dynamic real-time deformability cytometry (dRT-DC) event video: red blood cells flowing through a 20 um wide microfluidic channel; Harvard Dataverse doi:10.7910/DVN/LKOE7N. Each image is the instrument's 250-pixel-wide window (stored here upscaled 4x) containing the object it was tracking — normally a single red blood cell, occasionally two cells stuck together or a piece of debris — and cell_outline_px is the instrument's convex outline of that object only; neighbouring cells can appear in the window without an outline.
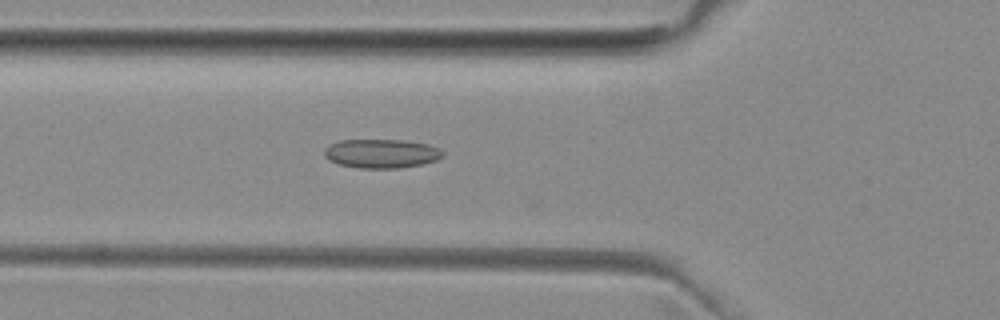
{"species": "common noctule bat (a hibernating species)", "species_latin": "Nyctalus noctula", "temperature_condition": "room temperature", "stored_images_in_passage": 39, "camera_frame_rate_fps": 3000, "um_per_image_px": 0.085, "animal": {"sex": "female", "body_mass_g": 29.2, "forearm_length_mm": 56.3}, "frame": {"image": 1, "passage_image": 10, "time_ms": 3.0, "image_size_px": [1000, 320], "cell_outline_px": [[444, 156], [436, 160], [424, 164], [400, 168], [360, 168], [340, 164], [328, 160], [324, 156], [324, 148], [340, 140], [404, 140], [428, 144], [440, 148], [444, 152]], "centroid_in_image_um": [32.45, 13.05], "position_along_channel_um": 93.3, "area_um2": 20.11}}
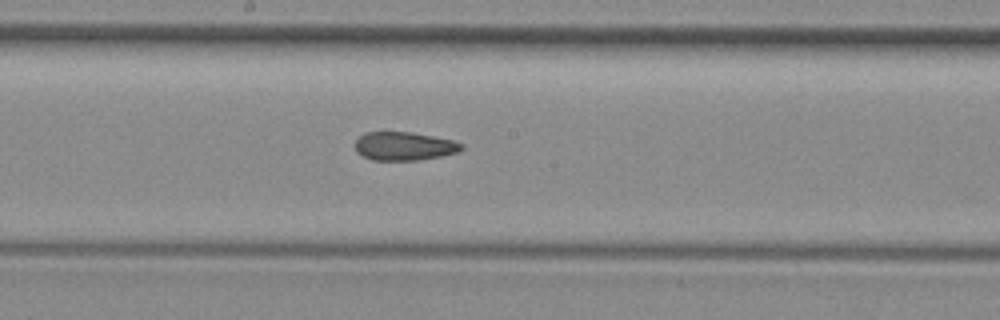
{"frame": {"image": 2, "passage_image": 19, "time_ms": 6.0, "image_size_px": [1000, 320], "cell_outline_px": [[464, 148], [460, 152], [420, 160], [372, 160], [356, 152], [356, 140], [364, 132], [412, 132], [452, 140], [464, 144]], "centroid_in_image_um": [34.38, 12.42], "position_along_channel_um": 213.8, "area_um2": 17.69}}
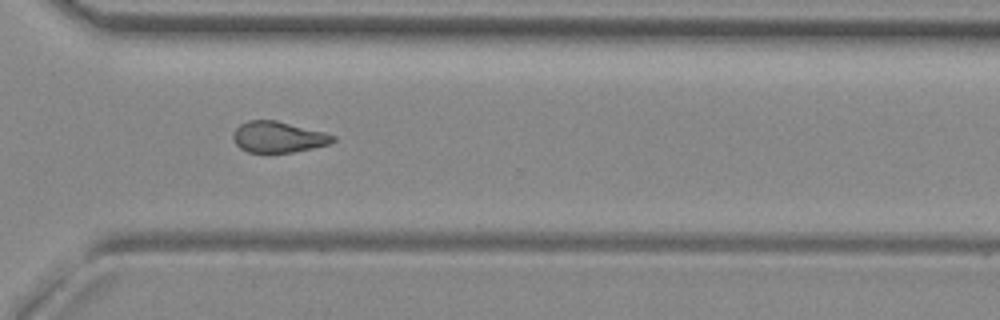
{"frame": {"image": 3, "passage_image": 29, "time_ms": 9.333, "image_size_px": [1000, 320], "cell_outline_px": [[336, 140], [332, 144], [292, 152], [248, 152], [240, 148], [236, 144], [232, 136], [236, 128], [240, 124], [248, 120], [276, 120], [324, 132], [336, 136]], "centroid_in_image_um": [23.67, 11.64], "position_along_channel_um": 346.9, "area_um2": 18.03}, "authors_computed_cell_mechanics": {"area_um2": 18.6694, "velocity_mm_per_s": 4.0036, "shape_relaxation_time_tau1_ms": null, "shape_relaxation_time_tau2_ms": 2.4358, "deformation_change_tau1": null, "deformation_change_tau2": 0.0907}}